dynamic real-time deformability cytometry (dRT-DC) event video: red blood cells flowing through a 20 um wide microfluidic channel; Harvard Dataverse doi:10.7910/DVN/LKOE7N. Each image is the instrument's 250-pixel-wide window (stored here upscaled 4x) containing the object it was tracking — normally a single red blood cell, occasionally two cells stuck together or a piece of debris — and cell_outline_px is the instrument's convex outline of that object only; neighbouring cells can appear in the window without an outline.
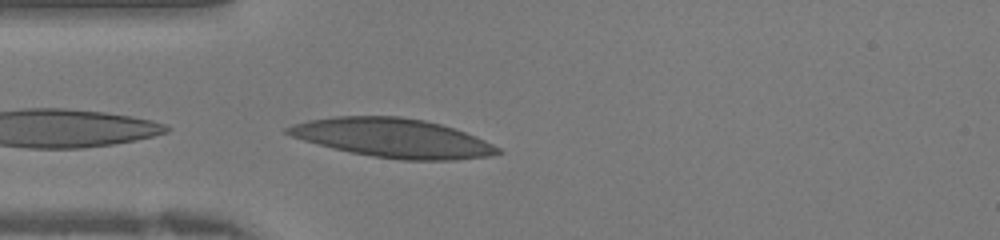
{"species": "human", "species_latin": "Homo sapiens", "temperature_condition": "warm", "stored_images_in_passage": 27, "camera_frame_rate_fps": 3000, "um_per_image_px": 0.085, "donor": {"sex": "female"}, "frame": {"image": 1, "passage_image": 1, "time_ms": 0.0, "image_size_px": [1000, 240], "cell_outline_px": [[504, 152], [492, 156], [456, 160], [404, 160], [372, 156], [332, 148], [304, 140], [292, 136], [284, 132], [284, 128], [292, 124], [308, 120], [332, 116], [400, 116], [424, 120], [440, 124], [476, 136], [500, 148]], "centroid_in_image_um": [33.4, 11.73], "position_along_channel_um": 51.6, "area_um2": 47.69}}
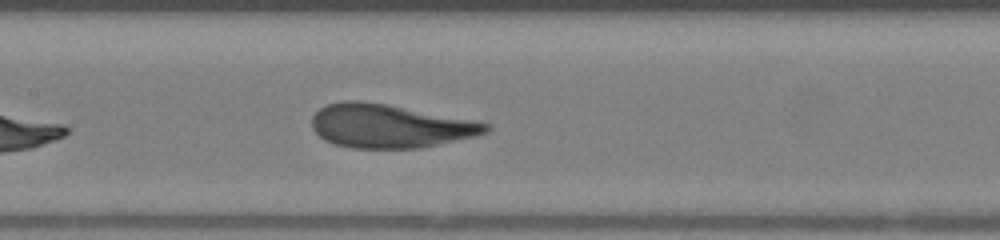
{"frame": {"image": 2, "passage_image": 9, "time_ms": 2.667, "image_size_px": [1000, 240], "cell_outline_px": [[492, 128], [488, 132], [476, 136], [420, 148], [352, 148], [336, 144], [324, 140], [312, 128], [312, 116], [320, 108], [328, 104], [348, 100], [356, 100], [384, 104], [472, 120], [492, 124]], "centroid_in_image_um": [33.13, 10.72], "position_along_channel_um": 174.3, "area_um2": 43.75}}
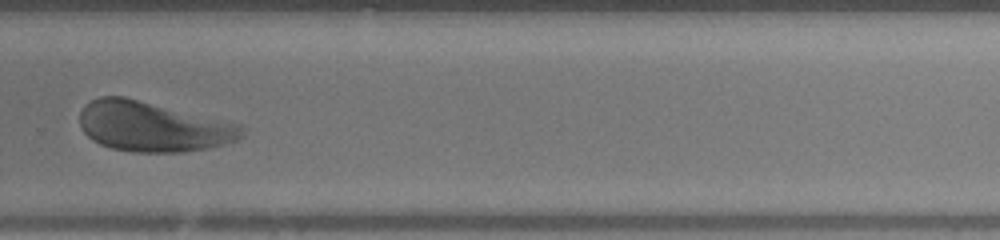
{"frame": {"image": 3, "passage_image": 18, "time_ms": 5.667, "image_size_px": [1000, 240], "cell_outline_px": [[244, 132], [236, 140], [224, 144], [208, 148], [180, 152], [136, 152], [112, 148], [100, 144], [92, 140], [84, 132], [80, 124], [80, 112], [84, 104], [100, 96], [124, 96], [240, 124], [244, 128]], "centroid_in_image_um": [12.96, 10.75], "position_along_channel_um": 316.8, "area_um2": 46.99}}